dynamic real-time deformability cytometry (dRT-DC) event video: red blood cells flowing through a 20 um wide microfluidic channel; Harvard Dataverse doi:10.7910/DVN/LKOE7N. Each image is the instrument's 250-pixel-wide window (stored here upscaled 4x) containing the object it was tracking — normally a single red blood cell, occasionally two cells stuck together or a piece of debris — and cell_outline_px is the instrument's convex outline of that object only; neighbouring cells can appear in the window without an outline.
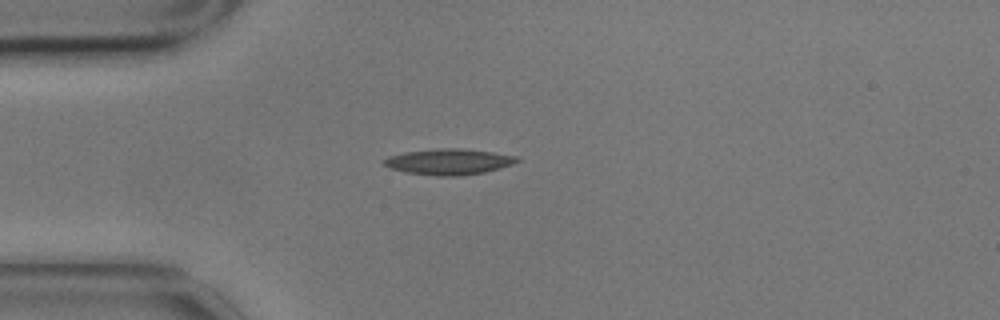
{"species": "common noctule bat (a hibernating species)", "species_latin": "Nyctalus noctula", "temperature_condition": "cold", "stored_images_in_passage": 43, "camera_frame_rate_fps": 3000, "um_per_image_px": 0.085, "animal": {"sex": "male", "body_mass_g": 17.9}, "frame": {"image": 1, "passage_image": 1, "time_ms": 0.0, "image_size_px": [1000, 320], "cell_outline_px": [[520, 160], [512, 164], [484, 172], [456, 176], [436, 176], [404, 172], [392, 168], [384, 164], [384, 160], [388, 156], [404, 152], [440, 148], [460, 148], [492, 152], [520, 156]], "centroid_in_image_um": [38.16, 13.74], "position_along_channel_um": 46.8, "area_um2": 19.94}}
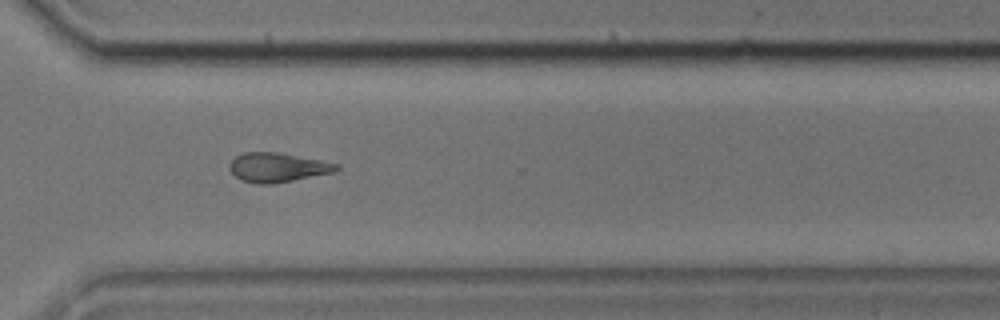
{"frame": {"image": 2, "passage_image": 28, "time_ms": 9.0, "image_size_px": [1000, 320], "cell_outline_px": [[340, 168], [336, 172], [292, 180], [268, 184], [260, 184], [240, 180], [228, 168], [228, 164], [236, 156], [244, 152], [276, 152], [320, 160], [340, 164]], "centroid_in_image_um": [23.59, 14.22], "position_along_channel_um": 347.0, "area_um2": 18.15}}
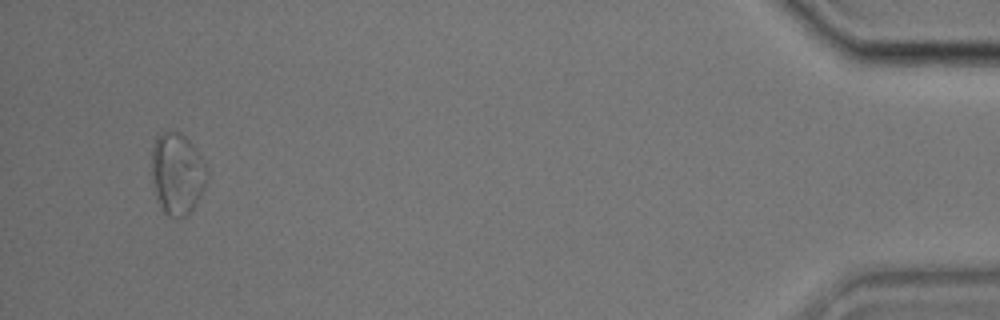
{"frame": {"image": 3, "passage_image": 41, "time_ms": 13.333, "image_size_px": [1000, 320], "cell_outline_px": [[208, 180], [204, 188], [192, 208], [184, 216], [176, 220], [168, 216], [164, 212], [160, 204], [152, 184], [152, 144], [156, 136], [160, 132], [168, 128], [180, 132], [192, 144], [200, 156], [208, 172]], "centroid_in_image_um": [15.04, 14.72], "position_along_channel_um": 420.2, "area_um2": 26.53}, "authors_computed_cell_mechanics": {"area_um2": 18.785, "velocity_mm_per_s": 3.4814, "shape_relaxation_time_tau1_ms": 11.0603, "shape_relaxation_time_tau2_ms": null, "deformation_change_tau1": 0.1993, "deformation_change_tau2": null}}